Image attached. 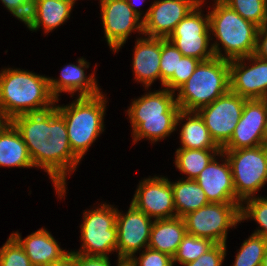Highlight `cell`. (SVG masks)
Instances as JSON below:
<instances>
[{
  "label": "cell",
  "instance_id": "cell-1",
  "mask_svg": "<svg viewBox=\"0 0 267 266\" xmlns=\"http://www.w3.org/2000/svg\"><path fill=\"white\" fill-rule=\"evenodd\" d=\"M21 134L34 167L44 169L54 184L56 194L66 195V178L81 161L68 140L64 117L57 107L14 117L10 121Z\"/></svg>",
  "mask_w": 267,
  "mask_h": 266
},
{
  "label": "cell",
  "instance_id": "cell-2",
  "mask_svg": "<svg viewBox=\"0 0 267 266\" xmlns=\"http://www.w3.org/2000/svg\"><path fill=\"white\" fill-rule=\"evenodd\" d=\"M51 93L49 78L24 69L0 71V115L5 121L27 113L53 108L58 103Z\"/></svg>",
  "mask_w": 267,
  "mask_h": 266
},
{
  "label": "cell",
  "instance_id": "cell-3",
  "mask_svg": "<svg viewBox=\"0 0 267 266\" xmlns=\"http://www.w3.org/2000/svg\"><path fill=\"white\" fill-rule=\"evenodd\" d=\"M127 113L132 127L133 143L146 138L155 143L176 130L180 111L175 92L166 88L147 92L134 99Z\"/></svg>",
  "mask_w": 267,
  "mask_h": 266
},
{
  "label": "cell",
  "instance_id": "cell-4",
  "mask_svg": "<svg viewBox=\"0 0 267 266\" xmlns=\"http://www.w3.org/2000/svg\"><path fill=\"white\" fill-rule=\"evenodd\" d=\"M214 1L213 10L208 12L210 34L216 38L211 44L214 56L231 61L253 55L259 26L243 19L222 0Z\"/></svg>",
  "mask_w": 267,
  "mask_h": 266
},
{
  "label": "cell",
  "instance_id": "cell-5",
  "mask_svg": "<svg viewBox=\"0 0 267 266\" xmlns=\"http://www.w3.org/2000/svg\"><path fill=\"white\" fill-rule=\"evenodd\" d=\"M106 103L101 92L95 96H78L69 105L56 106L64 117L72 152L80 160L104 131Z\"/></svg>",
  "mask_w": 267,
  "mask_h": 266
},
{
  "label": "cell",
  "instance_id": "cell-6",
  "mask_svg": "<svg viewBox=\"0 0 267 266\" xmlns=\"http://www.w3.org/2000/svg\"><path fill=\"white\" fill-rule=\"evenodd\" d=\"M180 110L198 111L230 91L229 61L213 57L200 61L189 79L177 90Z\"/></svg>",
  "mask_w": 267,
  "mask_h": 266
},
{
  "label": "cell",
  "instance_id": "cell-7",
  "mask_svg": "<svg viewBox=\"0 0 267 266\" xmlns=\"http://www.w3.org/2000/svg\"><path fill=\"white\" fill-rule=\"evenodd\" d=\"M221 151L231 165L236 200L242 204L267 183V145Z\"/></svg>",
  "mask_w": 267,
  "mask_h": 266
},
{
  "label": "cell",
  "instance_id": "cell-8",
  "mask_svg": "<svg viewBox=\"0 0 267 266\" xmlns=\"http://www.w3.org/2000/svg\"><path fill=\"white\" fill-rule=\"evenodd\" d=\"M117 208L111 204H102L92 210H85L81 224V248L79 254L106 256L117 252ZM81 249V250H80Z\"/></svg>",
  "mask_w": 267,
  "mask_h": 266
},
{
  "label": "cell",
  "instance_id": "cell-9",
  "mask_svg": "<svg viewBox=\"0 0 267 266\" xmlns=\"http://www.w3.org/2000/svg\"><path fill=\"white\" fill-rule=\"evenodd\" d=\"M240 203H208L183 216L188 234L206 238L215 244H226L228 229L240 219Z\"/></svg>",
  "mask_w": 267,
  "mask_h": 266
},
{
  "label": "cell",
  "instance_id": "cell-10",
  "mask_svg": "<svg viewBox=\"0 0 267 266\" xmlns=\"http://www.w3.org/2000/svg\"><path fill=\"white\" fill-rule=\"evenodd\" d=\"M202 0L174 28L167 38L182 53L183 56L206 61L214 57L209 27V14H202ZM204 16V17H203ZM210 46V47H209Z\"/></svg>",
  "mask_w": 267,
  "mask_h": 266
},
{
  "label": "cell",
  "instance_id": "cell-11",
  "mask_svg": "<svg viewBox=\"0 0 267 266\" xmlns=\"http://www.w3.org/2000/svg\"><path fill=\"white\" fill-rule=\"evenodd\" d=\"M246 100V98L229 91L197 111L204 120L211 138L220 149L232 137L242 116Z\"/></svg>",
  "mask_w": 267,
  "mask_h": 266
},
{
  "label": "cell",
  "instance_id": "cell-12",
  "mask_svg": "<svg viewBox=\"0 0 267 266\" xmlns=\"http://www.w3.org/2000/svg\"><path fill=\"white\" fill-rule=\"evenodd\" d=\"M104 36L110 49L118 52L132 32L143 35V20L125 0H99Z\"/></svg>",
  "mask_w": 267,
  "mask_h": 266
},
{
  "label": "cell",
  "instance_id": "cell-13",
  "mask_svg": "<svg viewBox=\"0 0 267 266\" xmlns=\"http://www.w3.org/2000/svg\"><path fill=\"white\" fill-rule=\"evenodd\" d=\"M151 219L131 203L126 214L117 209L118 259H130L139 250L148 248L153 225Z\"/></svg>",
  "mask_w": 267,
  "mask_h": 266
},
{
  "label": "cell",
  "instance_id": "cell-14",
  "mask_svg": "<svg viewBox=\"0 0 267 266\" xmlns=\"http://www.w3.org/2000/svg\"><path fill=\"white\" fill-rule=\"evenodd\" d=\"M137 187L131 204L138 210L153 220L176 217L172 185L167 177H149Z\"/></svg>",
  "mask_w": 267,
  "mask_h": 266
},
{
  "label": "cell",
  "instance_id": "cell-15",
  "mask_svg": "<svg viewBox=\"0 0 267 266\" xmlns=\"http://www.w3.org/2000/svg\"><path fill=\"white\" fill-rule=\"evenodd\" d=\"M267 99H247L229 142L221 150L253 148L265 143Z\"/></svg>",
  "mask_w": 267,
  "mask_h": 266
},
{
  "label": "cell",
  "instance_id": "cell-16",
  "mask_svg": "<svg viewBox=\"0 0 267 266\" xmlns=\"http://www.w3.org/2000/svg\"><path fill=\"white\" fill-rule=\"evenodd\" d=\"M229 68L231 92L246 99H267V60L253 54L229 61Z\"/></svg>",
  "mask_w": 267,
  "mask_h": 266
},
{
  "label": "cell",
  "instance_id": "cell-17",
  "mask_svg": "<svg viewBox=\"0 0 267 266\" xmlns=\"http://www.w3.org/2000/svg\"><path fill=\"white\" fill-rule=\"evenodd\" d=\"M202 0H155L142 17L143 35L167 39Z\"/></svg>",
  "mask_w": 267,
  "mask_h": 266
},
{
  "label": "cell",
  "instance_id": "cell-18",
  "mask_svg": "<svg viewBox=\"0 0 267 266\" xmlns=\"http://www.w3.org/2000/svg\"><path fill=\"white\" fill-rule=\"evenodd\" d=\"M225 158L222 164L214 157L194 179L205 192L210 203H239L233 184L232 170L229 160L223 151L219 157Z\"/></svg>",
  "mask_w": 267,
  "mask_h": 266
},
{
  "label": "cell",
  "instance_id": "cell-19",
  "mask_svg": "<svg viewBox=\"0 0 267 266\" xmlns=\"http://www.w3.org/2000/svg\"><path fill=\"white\" fill-rule=\"evenodd\" d=\"M78 65L68 64L62 68L59 79L49 77V87L52 95L58 100L59 94L68 92L74 96L75 92H79L78 96H95L101 93L95 78V73L88 76L85 75V69L89 68L90 63L84 58L78 59Z\"/></svg>",
  "mask_w": 267,
  "mask_h": 266
},
{
  "label": "cell",
  "instance_id": "cell-20",
  "mask_svg": "<svg viewBox=\"0 0 267 266\" xmlns=\"http://www.w3.org/2000/svg\"><path fill=\"white\" fill-rule=\"evenodd\" d=\"M135 43L132 61L134 80L142 82L143 86L145 85L147 89L157 79L161 81V38L139 37Z\"/></svg>",
  "mask_w": 267,
  "mask_h": 266
},
{
  "label": "cell",
  "instance_id": "cell-21",
  "mask_svg": "<svg viewBox=\"0 0 267 266\" xmlns=\"http://www.w3.org/2000/svg\"><path fill=\"white\" fill-rule=\"evenodd\" d=\"M21 233L14 232L11 235L22 246L33 266H44L64 257L69 251L60 248V244L45 228L31 233L22 240Z\"/></svg>",
  "mask_w": 267,
  "mask_h": 266
},
{
  "label": "cell",
  "instance_id": "cell-22",
  "mask_svg": "<svg viewBox=\"0 0 267 266\" xmlns=\"http://www.w3.org/2000/svg\"><path fill=\"white\" fill-rule=\"evenodd\" d=\"M76 0H35L30 18L25 25L30 31H37L41 25L44 33L52 32L70 18Z\"/></svg>",
  "mask_w": 267,
  "mask_h": 266
},
{
  "label": "cell",
  "instance_id": "cell-23",
  "mask_svg": "<svg viewBox=\"0 0 267 266\" xmlns=\"http://www.w3.org/2000/svg\"><path fill=\"white\" fill-rule=\"evenodd\" d=\"M0 167H34L21 134L10 121L0 126Z\"/></svg>",
  "mask_w": 267,
  "mask_h": 266
},
{
  "label": "cell",
  "instance_id": "cell-24",
  "mask_svg": "<svg viewBox=\"0 0 267 266\" xmlns=\"http://www.w3.org/2000/svg\"><path fill=\"white\" fill-rule=\"evenodd\" d=\"M187 234L183 218L153 220L148 248L169 254L172 258Z\"/></svg>",
  "mask_w": 267,
  "mask_h": 266
},
{
  "label": "cell",
  "instance_id": "cell-25",
  "mask_svg": "<svg viewBox=\"0 0 267 266\" xmlns=\"http://www.w3.org/2000/svg\"><path fill=\"white\" fill-rule=\"evenodd\" d=\"M183 120L186 123L182 124ZM179 123L182 124L180 131L181 148L220 149L211 138L204 120L197 111L180 110L176 119V127L180 125Z\"/></svg>",
  "mask_w": 267,
  "mask_h": 266
},
{
  "label": "cell",
  "instance_id": "cell-26",
  "mask_svg": "<svg viewBox=\"0 0 267 266\" xmlns=\"http://www.w3.org/2000/svg\"><path fill=\"white\" fill-rule=\"evenodd\" d=\"M172 185L173 198L177 217H183L187 213L198 210L209 203L205 192L193 179L183 178Z\"/></svg>",
  "mask_w": 267,
  "mask_h": 266
},
{
  "label": "cell",
  "instance_id": "cell-27",
  "mask_svg": "<svg viewBox=\"0 0 267 266\" xmlns=\"http://www.w3.org/2000/svg\"><path fill=\"white\" fill-rule=\"evenodd\" d=\"M221 149H188L176 150L175 165L177 169L186 174V179H195L201 171L215 157L219 156Z\"/></svg>",
  "mask_w": 267,
  "mask_h": 266
},
{
  "label": "cell",
  "instance_id": "cell-28",
  "mask_svg": "<svg viewBox=\"0 0 267 266\" xmlns=\"http://www.w3.org/2000/svg\"><path fill=\"white\" fill-rule=\"evenodd\" d=\"M267 247V239L252 233L241 244L232 266H261L262 258Z\"/></svg>",
  "mask_w": 267,
  "mask_h": 266
},
{
  "label": "cell",
  "instance_id": "cell-29",
  "mask_svg": "<svg viewBox=\"0 0 267 266\" xmlns=\"http://www.w3.org/2000/svg\"><path fill=\"white\" fill-rule=\"evenodd\" d=\"M214 244L209 239L196 237L187 233L179 244L176 254L173 256V266L174 263L185 265L197 260Z\"/></svg>",
  "mask_w": 267,
  "mask_h": 266
},
{
  "label": "cell",
  "instance_id": "cell-30",
  "mask_svg": "<svg viewBox=\"0 0 267 266\" xmlns=\"http://www.w3.org/2000/svg\"><path fill=\"white\" fill-rule=\"evenodd\" d=\"M243 19L259 27L267 23V0H222Z\"/></svg>",
  "mask_w": 267,
  "mask_h": 266
},
{
  "label": "cell",
  "instance_id": "cell-31",
  "mask_svg": "<svg viewBox=\"0 0 267 266\" xmlns=\"http://www.w3.org/2000/svg\"><path fill=\"white\" fill-rule=\"evenodd\" d=\"M240 219L241 222L247 219L255 220L260 227L254 234L267 239V196H254L244 200L240 206Z\"/></svg>",
  "mask_w": 267,
  "mask_h": 266
},
{
  "label": "cell",
  "instance_id": "cell-32",
  "mask_svg": "<svg viewBox=\"0 0 267 266\" xmlns=\"http://www.w3.org/2000/svg\"><path fill=\"white\" fill-rule=\"evenodd\" d=\"M182 57V53L171 41L161 38L160 74L163 87L173 75H178L179 60Z\"/></svg>",
  "mask_w": 267,
  "mask_h": 266
},
{
  "label": "cell",
  "instance_id": "cell-33",
  "mask_svg": "<svg viewBox=\"0 0 267 266\" xmlns=\"http://www.w3.org/2000/svg\"><path fill=\"white\" fill-rule=\"evenodd\" d=\"M0 266H33L22 246L12 235L0 248Z\"/></svg>",
  "mask_w": 267,
  "mask_h": 266
},
{
  "label": "cell",
  "instance_id": "cell-34",
  "mask_svg": "<svg viewBox=\"0 0 267 266\" xmlns=\"http://www.w3.org/2000/svg\"><path fill=\"white\" fill-rule=\"evenodd\" d=\"M200 60L183 56L179 60L178 75H173L165 84L163 88H166L172 92L177 91L193 74L195 68L199 64Z\"/></svg>",
  "mask_w": 267,
  "mask_h": 266
},
{
  "label": "cell",
  "instance_id": "cell-35",
  "mask_svg": "<svg viewBox=\"0 0 267 266\" xmlns=\"http://www.w3.org/2000/svg\"><path fill=\"white\" fill-rule=\"evenodd\" d=\"M130 261L134 266H173V258L166 253L145 248L139 257L134 254Z\"/></svg>",
  "mask_w": 267,
  "mask_h": 266
},
{
  "label": "cell",
  "instance_id": "cell-36",
  "mask_svg": "<svg viewBox=\"0 0 267 266\" xmlns=\"http://www.w3.org/2000/svg\"><path fill=\"white\" fill-rule=\"evenodd\" d=\"M225 244H214L208 251H206L197 260L185 264L184 266H222L226 257Z\"/></svg>",
  "mask_w": 267,
  "mask_h": 266
},
{
  "label": "cell",
  "instance_id": "cell-37",
  "mask_svg": "<svg viewBox=\"0 0 267 266\" xmlns=\"http://www.w3.org/2000/svg\"><path fill=\"white\" fill-rule=\"evenodd\" d=\"M5 8L24 24L30 18L31 8L35 0H0Z\"/></svg>",
  "mask_w": 267,
  "mask_h": 266
},
{
  "label": "cell",
  "instance_id": "cell-38",
  "mask_svg": "<svg viewBox=\"0 0 267 266\" xmlns=\"http://www.w3.org/2000/svg\"><path fill=\"white\" fill-rule=\"evenodd\" d=\"M75 266H111L109 257L89 256L74 252Z\"/></svg>",
  "mask_w": 267,
  "mask_h": 266
},
{
  "label": "cell",
  "instance_id": "cell-39",
  "mask_svg": "<svg viewBox=\"0 0 267 266\" xmlns=\"http://www.w3.org/2000/svg\"><path fill=\"white\" fill-rule=\"evenodd\" d=\"M254 55L267 60V23L259 27Z\"/></svg>",
  "mask_w": 267,
  "mask_h": 266
},
{
  "label": "cell",
  "instance_id": "cell-40",
  "mask_svg": "<svg viewBox=\"0 0 267 266\" xmlns=\"http://www.w3.org/2000/svg\"><path fill=\"white\" fill-rule=\"evenodd\" d=\"M44 266H75L74 265V252L71 250L60 260L51 262L48 265H44Z\"/></svg>",
  "mask_w": 267,
  "mask_h": 266
},
{
  "label": "cell",
  "instance_id": "cell-41",
  "mask_svg": "<svg viewBox=\"0 0 267 266\" xmlns=\"http://www.w3.org/2000/svg\"><path fill=\"white\" fill-rule=\"evenodd\" d=\"M125 1L132 8V10L141 18L142 17L141 15H143V13L141 10H138V8L136 6L139 4H142V2H145V1L144 0H140L139 2H137L138 0L137 1L136 0H125ZM137 3H139V4H137Z\"/></svg>",
  "mask_w": 267,
  "mask_h": 266
},
{
  "label": "cell",
  "instance_id": "cell-42",
  "mask_svg": "<svg viewBox=\"0 0 267 266\" xmlns=\"http://www.w3.org/2000/svg\"><path fill=\"white\" fill-rule=\"evenodd\" d=\"M117 266H134L130 259H118Z\"/></svg>",
  "mask_w": 267,
  "mask_h": 266
},
{
  "label": "cell",
  "instance_id": "cell-43",
  "mask_svg": "<svg viewBox=\"0 0 267 266\" xmlns=\"http://www.w3.org/2000/svg\"><path fill=\"white\" fill-rule=\"evenodd\" d=\"M261 266H267V247H266V250L264 252V256L262 258Z\"/></svg>",
  "mask_w": 267,
  "mask_h": 266
},
{
  "label": "cell",
  "instance_id": "cell-44",
  "mask_svg": "<svg viewBox=\"0 0 267 266\" xmlns=\"http://www.w3.org/2000/svg\"><path fill=\"white\" fill-rule=\"evenodd\" d=\"M265 143L267 145V121H266V126H265Z\"/></svg>",
  "mask_w": 267,
  "mask_h": 266
},
{
  "label": "cell",
  "instance_id": "cell-45",
  "mask_svg": "<svg viewBox=\"0 0 267 266\" xmlns=\"http://www.w3.org/2000/svg\"><path fill=\"white\" fill-rule=\"evenodd\" d=\"M5 122V120L0 115V126Z\"/></svg>",
  "mask_w": 267,
  "mask_h": 266
}]
</instances>
